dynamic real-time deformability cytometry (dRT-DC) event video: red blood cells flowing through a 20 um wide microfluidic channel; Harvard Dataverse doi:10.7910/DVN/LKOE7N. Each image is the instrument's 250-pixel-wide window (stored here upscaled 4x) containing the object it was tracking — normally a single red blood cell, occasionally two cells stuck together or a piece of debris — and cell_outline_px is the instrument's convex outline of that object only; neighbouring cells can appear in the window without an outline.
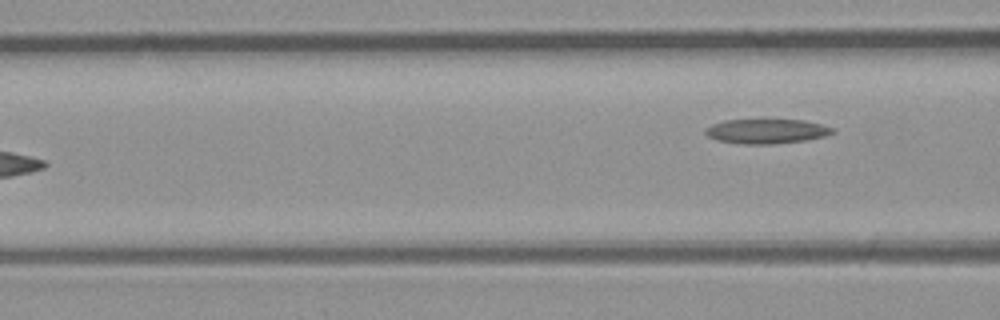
{"species": "common noctule bat (a hibernating species)", "species_latin": "Nyctalus noctula", "temperature_condition": "room temperature", "stored_images_in_passage": 5, "camera_frame_rate_fps": 3000, "um_per_image_px": 0.085, "animal": {"sex": "male", "body_mass_g": 23.1, "forearm_length_mm": 52.7}, "frame": {"image": 1, "passage_image": 5, "time_ms": 4.667, "image_size_px": [1000, 320], "cell_outline_px": [[836, 132], [824, 136], [804, 140], [772, 144], [740, 144], [716, 140], [708, 136], [704, 132], [704, 128], [712, 124], [724, 120], [804, 120], [820, 124], [832, 128]], "centroid_in_image_um": [65.1, 11.16], "position_along_channel_um": 101.5, "area_um2": 18.15}}